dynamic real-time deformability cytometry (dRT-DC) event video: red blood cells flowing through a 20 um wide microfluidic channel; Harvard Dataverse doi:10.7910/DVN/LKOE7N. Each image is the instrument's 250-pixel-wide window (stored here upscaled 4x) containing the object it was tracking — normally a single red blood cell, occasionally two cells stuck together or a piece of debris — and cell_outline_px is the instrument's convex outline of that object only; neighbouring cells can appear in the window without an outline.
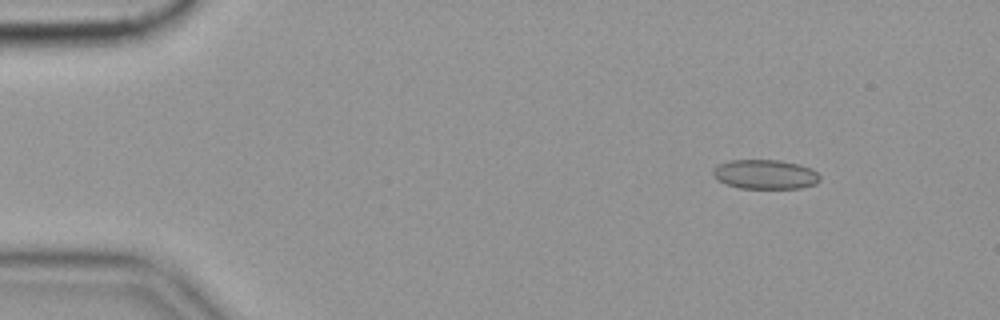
{"species": "common noctule bat (a hibernating species)", "species_latin": "Nyctalus noctula", "temperature_condition": "cold", "stored_images_in_passage": 56, "camera_frame_rate_fps": 3000, "um_per_image_px": 0.085, "animal": {"sex": "female", "body_mass_g": 19.9}, "frame": {"image": 1, "passage_image": 6, "time_ms": 1.667, "image_size_px": [1000, 320], "cell_outline_px": [[820, 180], [816, 184], [800, 188], [740, 188], [724, 184], [716, 180], [712, 176], [712, 168], [728, 160], [780, 160], [812, 168], [820, 176]], "centroid_in_image_um": [65.0, 14.82], "position_along_channel_um": 20.0, "area_um2": 18.5}}
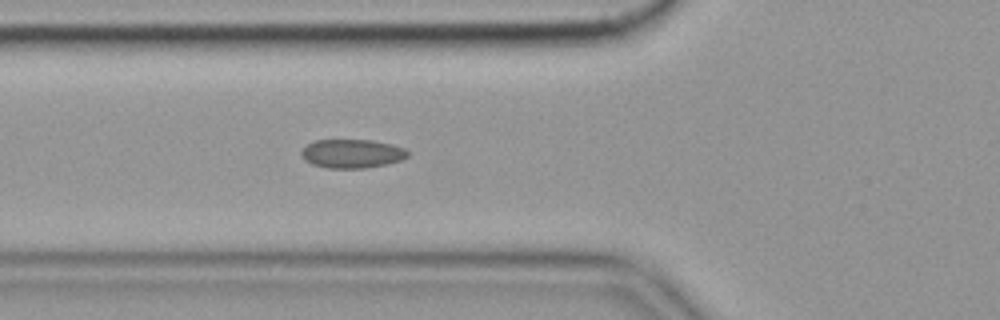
{"frame": {"image": 2, "passage_image": 20, "time_ms": 6.333, "image_size_px": [1000, 320], "cell_outline_px": [[408, 156], [400, 160], [388, 164], [364, 168], [328, 168], [312, 164], [304, 160], [300, 156], [300, 152], [308, 144], [316, 140], [372, 140], [392, 144], [404, 148], [408, 152]], "centroid_in_image_um": [29.91, 13.06], "position_along_channel_um": 95.9, "area_um2": 17.86}}
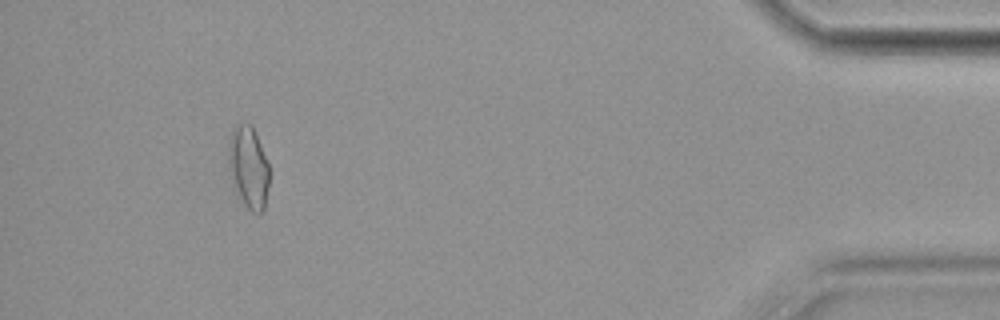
{"frame": {"image": 3, "passage_image": 52, "time_ms": 17.0, "image_size_px": [1000, 320], "cell_outline_px": [[268, 188], [264, 208], [260, 212], [252, 212], [244, 204], [240, 196], [232, 172], [228, 156], [228, 140], [236, 124], [252, 124], [268, 164]], "centroid_in_image_um": [21.14, 14.16], "position_along_channel_um": 414.1, "area_um2": 18.61}, "authors_computed_cell_mechanics": {"area_um2": 18.1203, "velocity_mm_per_s": 3.5537, "shape_relaxation_time_tau1_ms": null, "shape_relaxation_time_tau2_ms": 1.5693, "deformation_change_tau1": null, "deformation_change_tau2": 0.0624}}